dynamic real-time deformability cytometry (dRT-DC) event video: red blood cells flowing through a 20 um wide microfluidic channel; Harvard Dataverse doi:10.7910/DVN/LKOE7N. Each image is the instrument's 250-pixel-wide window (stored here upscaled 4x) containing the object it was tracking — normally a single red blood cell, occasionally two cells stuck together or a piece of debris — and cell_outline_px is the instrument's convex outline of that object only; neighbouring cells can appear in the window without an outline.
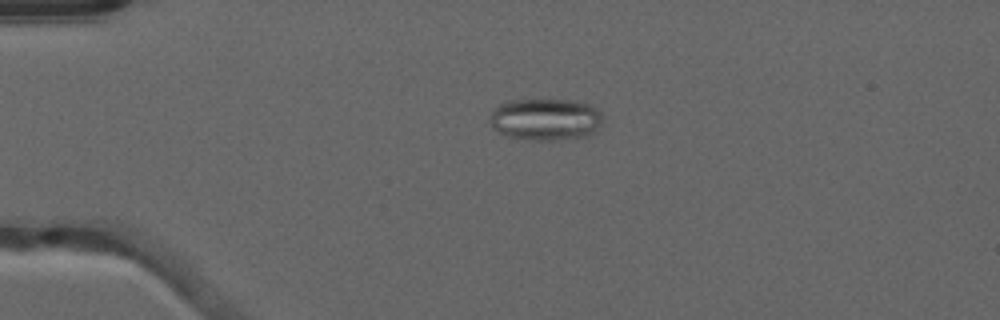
{"species": "common noctule bat (a hibernating species)", "species_latin": "Nyctalus noctula", "temperature_condition": "warm", "stored_images_in_passage": 43, "segment_of_instrument_passage": [1, 2], "camera_frame_rate_fps": 3000, "um_per_image_px": 0.085, "animal": {"sex": "male", "forearm_length_mm": 52.5}, "frame": {"image": 1, "passage_image": 4, "time_ms": 1.0, "image_size_px": [1000, 320], "cell_outline_px": [[604, 116], [600, 124], [588, 136], [556, 140], [524, 140], [508, 136], [492, 128], [492, 112], [500, 104], [508, 100], [568, 100], [588, 104], [596, 108]], "centroid_in_image_um": [46.38, 10.15], "position_along_channel_um": 38.6, "area_um2": 27.4}}